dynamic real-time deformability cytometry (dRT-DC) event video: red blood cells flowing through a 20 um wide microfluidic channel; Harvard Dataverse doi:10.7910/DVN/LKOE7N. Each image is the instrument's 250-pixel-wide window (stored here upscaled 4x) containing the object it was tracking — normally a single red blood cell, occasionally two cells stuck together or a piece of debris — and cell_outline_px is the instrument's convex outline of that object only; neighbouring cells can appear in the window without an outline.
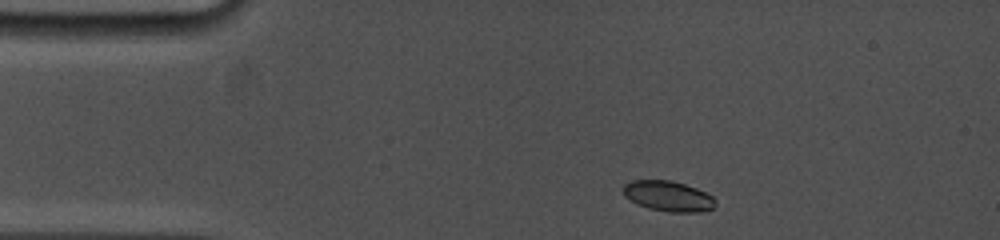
{"species": "common noctule bat (a hibernating species)", "species_latin": "Nyctalus noctula", "temperature_condition": "cold", "stored_images_in_passage": 4, "camera_frame_rate_fps": 5000, "um_per_image_px": 0.085, "animal": {"sex": "female", "body_mass_g": 19.0, "forearm_length_mm": 53.3}, "frame": {"image": 1, "passage_image": 1, "time_ms": 0.0, "image_size_px": [1000, 240], "cell_outline_px": [[716, 204], [712, 208], [700, 212], [668, 212], [648, 208], [636, 204], [624, 196], [624, 184], [632, 180], [672, 180], [696, 188], [712, 196], [716, 200]], "centroid_in_image_um": [56.79, 16.67], "position_along_channel_um": 28.2, "area_um2": 16.36}}